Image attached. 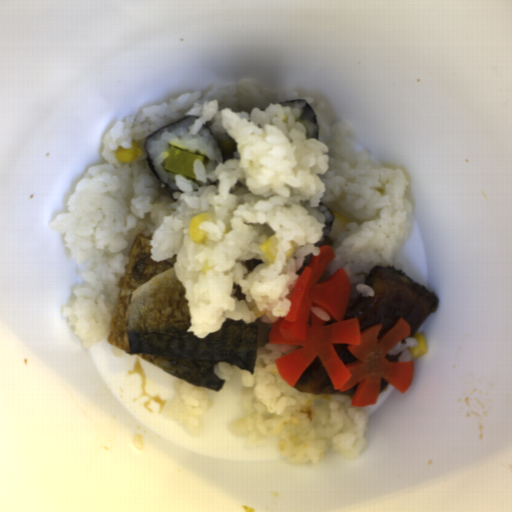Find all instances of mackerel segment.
Segmentation results:
<instances>
[{
    "label": "mackerel segment",
    "instance_id": "1",
    "mask_svg": "<svg viewBox=\"0 0 512 512\" xmlns=\"http://www.w3.org/2000/svg\"><path fill=\"white\" fill-rule=\"evenodd\" d=\"M152 237L137 234L128 252L120 292L108 324L107 341L192 386L221 391L217 362L254 375L260 321L226 318L218 331L198 338L186 289L175 273V256L153 261Z\"/></svg>",
    "mask_w": 512,
    "mask_h": 512
}]
</instances>
